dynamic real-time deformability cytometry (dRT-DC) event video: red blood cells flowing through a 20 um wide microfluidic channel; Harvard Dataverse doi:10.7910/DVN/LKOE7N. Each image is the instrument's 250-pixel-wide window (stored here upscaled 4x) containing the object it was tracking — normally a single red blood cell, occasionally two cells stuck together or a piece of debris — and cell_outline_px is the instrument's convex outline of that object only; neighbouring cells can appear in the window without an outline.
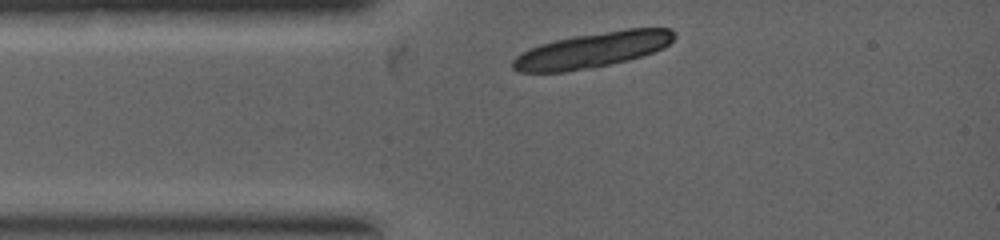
{"species": "common noctule bat (a hibernating species)", "species_latin": "Nyctalus noctula", "temperature_condition": "warm", "stored_images_in_passage": 1, "camera_frame_rate_fps": 5000, "um_per_image_px": 0.085, "animal": {"sex": "female", "body_mass_g": 19.0, "forearm_length_mm": 53.3}, "frame": {"image": 1, "passage_image": 1, "time_ms": 0.0, "image_size_px": [1000, 240], "cell_outline_px": [[676, 36], [664, 48], [628, 60], [592, 68], [564, 72], [520, 72], [512, 68], [512, 60], [516, 56], [540, 44], [556, 40], [576, 36], [628, 28], [672, 28], [676, 32]], "centroid_in_image_um": [50.39, 4.25], "position_along_channel_um": 34.6, "area_um2": 32.95}}